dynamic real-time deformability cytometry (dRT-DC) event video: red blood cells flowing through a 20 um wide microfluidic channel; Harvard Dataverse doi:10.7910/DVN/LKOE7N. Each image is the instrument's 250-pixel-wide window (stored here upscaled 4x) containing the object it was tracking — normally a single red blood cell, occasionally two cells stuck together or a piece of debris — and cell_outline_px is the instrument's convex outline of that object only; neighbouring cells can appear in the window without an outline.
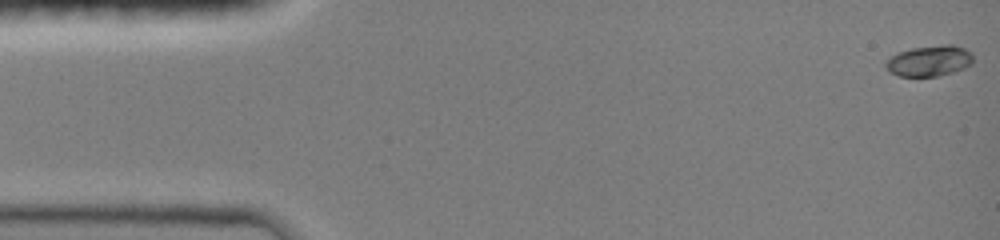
{"species": "common noctule bat (a hibernating species)", "species_latin": "Nyctalus noctula", "temperature_condition": "room temperature", "stored_images_in_passage": 51, "camera_frame_rate_fps": 3000, "um_per_image_px": 0.085, "animal": {"sex": "female", "body_mass_g": 19.0, "forearm_length_mm": 51.5}, "frame": {"image": 1, "passage_image": 1, "time_ms": 0.0, "image_size_px": [1000, 240], "cell_outline_px": [[972, 64], [964, 68], [952, 72], [936, 76], [900, 76], [888, 72], [884, 64], [892, 56], [900, 52], [912, 48], [944, 44], [952, 44], [964, 48], [972, 52]], "centroid_in_image_um": [79.01, 5.17], "position_along_channel_um": 6.0, "area_um2": 15.61}}
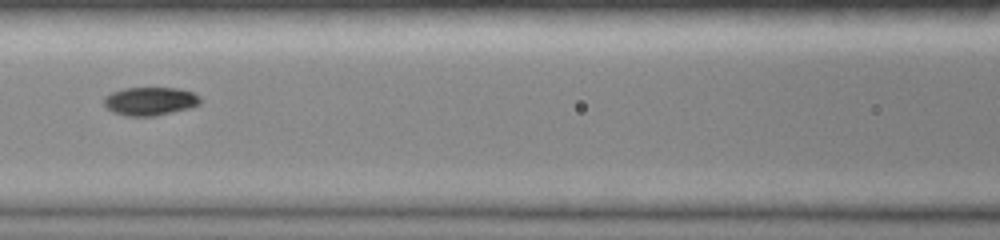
{"frame": {"image": 2, "passage_image": 20, "time_ms": 6.667, "image_size_px": [1000, 240], "cell_outline_px": [[200, 104], [188, 108], [156, 116], [128, 116], [116, 112], [108, 108], [104, 104], [104, 96], [112, 92], [124, 88], [176, 88], [192, 92], [200, 96]], "centroid_in_image_um": [12.76, 8.59], "position_along_channel_um": 153.8, "area_um2": 15.72}}
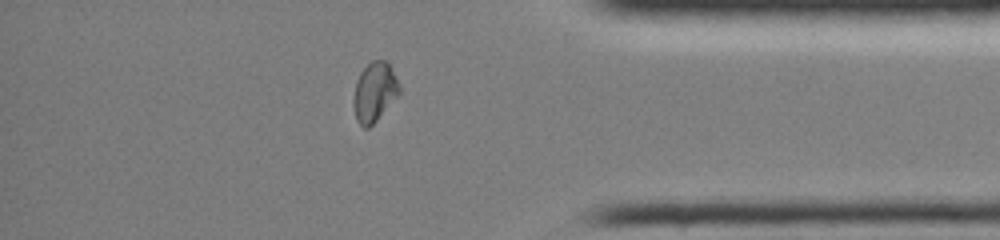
{"frame": {"image": 3, "passage_image": 41, "time_ms": 13.0, "image_size_px": [1000, 240], "cell_outline_px": [[400, 92], [376, 120], [368, 128], [364, 128], [356, 120], [356, 80], [360, 72], [372, 60], [384, 60], [392, 68], [396, 76], [400, 88]], "centroid_in_image_um": [31.87, 7.78], "position_along_channel_um": 403.3, "area_um2": 15.14}, "authors_computed_cell_mechanics": {"area_um2": 15.895, "velocity_mm_per_s": 4.1126, "shape_relaxation_time_tau1_ms": 4.1504, "shape_relaxation_time_tau2_ms": 2.3239, "deformation_change_tau1": 0.1821, "deformation_change_tau2": 0.0389}}